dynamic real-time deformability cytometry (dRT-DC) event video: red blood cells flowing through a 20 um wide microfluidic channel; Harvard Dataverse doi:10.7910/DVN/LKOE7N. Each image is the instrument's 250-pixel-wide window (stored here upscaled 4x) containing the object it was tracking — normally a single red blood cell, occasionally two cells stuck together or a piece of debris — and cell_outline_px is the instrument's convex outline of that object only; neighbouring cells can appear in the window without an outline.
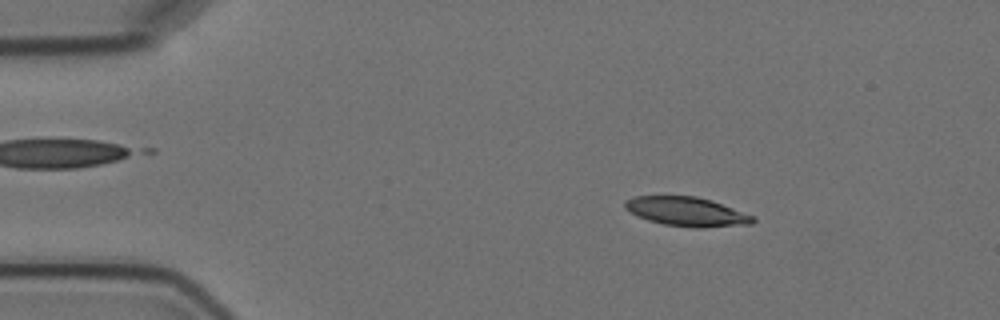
{"species": "Egyptian fruit bat (a non-hibernating species)", "species_latin": "Rousettus aegyptiacus", "temperature_condition": "cold", "stored_images_in_passage": 4, "camera_frame_rate_fps": 3000, "um_per_image_px": 0.085, "animal": {"sex": "female"}, "frame": {"image": 1, "passage_image": 2, "time_ms": 1.333, "image_size_px": [1000, 320], "cell_outline_px": [[756, 220], [752, 224], [704, 228], [692, 228], [664, 224], [648, 220], [624, 208], [624, 200], [632, 196], [696, 196], [712, 200], [756, 216]], "centroid_in_image_um": [58.42, 17.99], "position_along_channel_um": 26.6, "area_um2": 21.96}}